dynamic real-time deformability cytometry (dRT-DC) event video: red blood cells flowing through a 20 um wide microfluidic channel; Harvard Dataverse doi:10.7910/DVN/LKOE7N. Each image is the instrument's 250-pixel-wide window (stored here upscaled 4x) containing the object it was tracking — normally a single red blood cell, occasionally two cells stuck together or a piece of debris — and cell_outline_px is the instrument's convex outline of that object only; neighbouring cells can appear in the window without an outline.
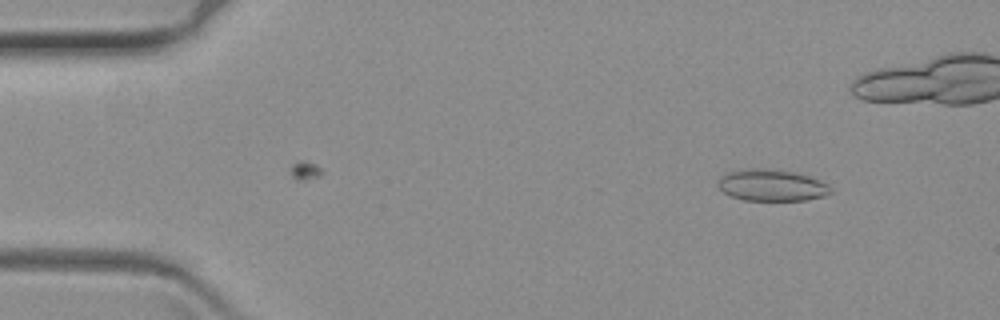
{"species": "common noctule bat (a hibernating species)", "species_latin": "Nyctalus noctula", "temperature_condition": "warm", "stored_images_in_passage": 51, "camera_frame_rate_fps": 3000, "um_per_image_px": 0.085, "animal": {"sex": "female", "body_mass_g": 19.3, "forearm_length_mm": 54.1}, "frame": {"image": 1, "passage_image": 2, "time_ms": 0.333, "image_size_px": [1000, 320], "cell_outline_px": [[832, 192], [824, 196], [804, 200], [744, 200], [732, 196], [724, 192], [720, 188], [720, 180], [728, 172], [764, 168], [792, 172], [808, 176], [832, 188]], "centroid_in_image_um": [65.62, 15.77], "position_along_channel_um": 19.4, "area_um2": 19.94}}
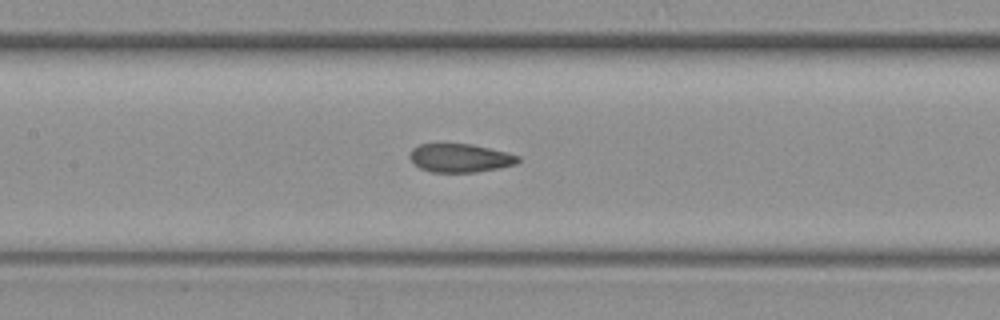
{"frame": {"image": 2, "passage_image": 24, "time_ms": 7.667, "image_size_px": [1000, 320], "cell_outline_px": [[520, 160], [516, 164], [476, 172], [432, 172], [420, 168], [408, 156], [412, 148], [420, 144], [472, 144], [520, 156]], "centroid_in_image_um": [39.09, 13.43], "position_along_channel_um": 168.3, "area_um2": 17.74}}
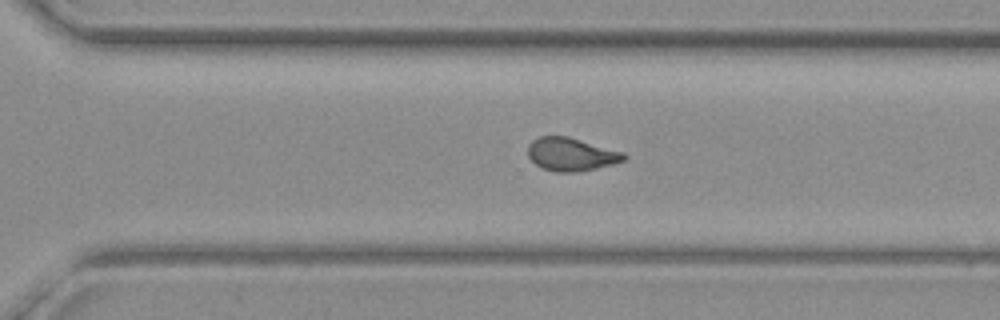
{"frame": {"image": 3, "passage_image": 38, "time_ms": 12.333, "image_size_px": [1000, 320], "cell_outline_px": [[628, 156], [624, 160], [612, 164], [596, 168], [576, 172], [556, 172], [540, 168], [528, 156], [528, 144], [532, 140], [540, 136], [568, 136], [624, 152]], "centroid_in_image_um": [48.54, 13.11], "position_along_channel_um": 322.1, "area_um2": 18.61}}